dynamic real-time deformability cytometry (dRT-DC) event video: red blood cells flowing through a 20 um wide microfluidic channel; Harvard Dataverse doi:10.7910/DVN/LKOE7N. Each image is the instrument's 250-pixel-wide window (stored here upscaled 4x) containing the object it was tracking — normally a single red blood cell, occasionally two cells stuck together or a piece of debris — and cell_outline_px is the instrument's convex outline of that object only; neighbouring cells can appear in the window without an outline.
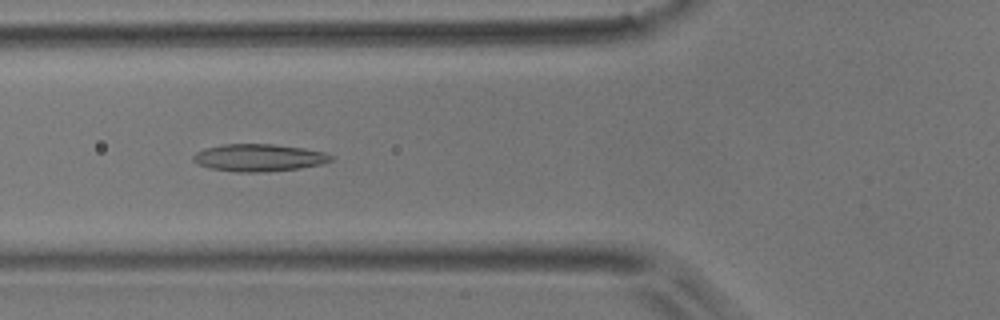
{"species": "common noctule bat (a hibernating species)", "species_latin": "Nyctalus noctula", "temperature_condition": "room temperature", "stored_images_in_passage": 53, "camera_frame_rate_fps": 3000, "um_per_image_px": 0.085, "animal": {"sex": "male", "body_mass_g": 17.9}, "frame": {"image": 1, "passage_image": 20, "time_ms": 6.333, "image_size_px": [1000, 320], "cell_outline_px": [[332, 160], [324, 164], [300, 168], [268, 172], [236, 172], [212, 168], [196, 164], [192, 160], [192, 156], [196, 152], [208, 148], [224, 144], [272, 144], [304, 148], [324, 152], [332, 156]], "centroid_in_image_um": [22.02, 13.41], "position_along_channel_um": 103.8, "area_um2": 21.96}}
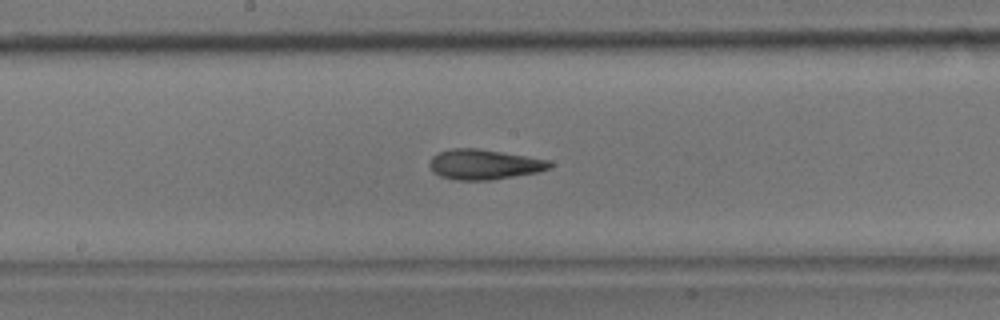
{"frame": {"image": 2, "passage_image": 28, "time_ms": 9.0, "image_size_px": [1000, 320], "cell_outline_px": [[552, 168], [540, 172], [492, 180], [456, 180], [440, 176], [432, 172], [428, 164], [428, 160], [436, 152], [452, 148], [476, 148], [548, 160], [552, 164]], "centroid_in_image_um": [41.1, 13.98], "position_along_channel_um": 207.1, "area_um2": 21.27}}
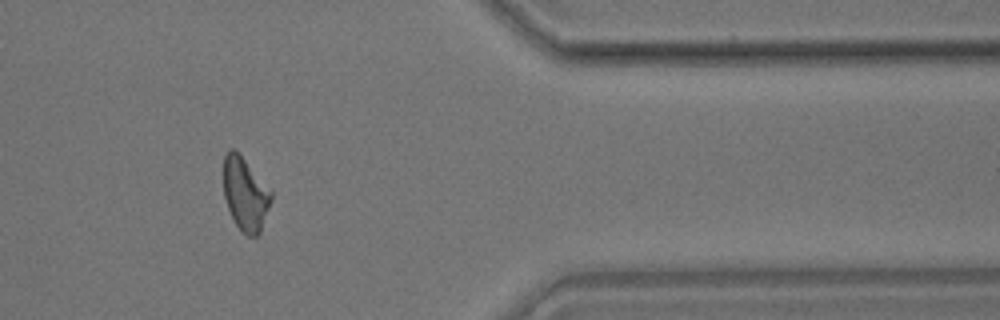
{"frame": {"image": 3, "passage_image": 44, "time_ms": 14.333, "image_size_px": [1000, 320], "cell_outline_px": [[272, 200], [260, 232], [256, 236], [248, 236], [236, 224], [228, 208], [224, 196], [224, 156], [228, 148], [232, 148], [244, 160], [272, 192]], "centroid_in_image_um": [20.85, 16.51], "position_along_channel_um": 390.6, "area_um2": 19.77}, "authors_computed_cell_mechanics": {"area_um2": 21.0392, "velocity_mm_per_s": 3.8595, "shape_relaxation_time_tau1_ms": 6.5266, "shape_relaxation_time_tau2_ms": 2.7775, "deformation_change_tau1": 0.1887, "deformation_change_tau2": 0.1248}}